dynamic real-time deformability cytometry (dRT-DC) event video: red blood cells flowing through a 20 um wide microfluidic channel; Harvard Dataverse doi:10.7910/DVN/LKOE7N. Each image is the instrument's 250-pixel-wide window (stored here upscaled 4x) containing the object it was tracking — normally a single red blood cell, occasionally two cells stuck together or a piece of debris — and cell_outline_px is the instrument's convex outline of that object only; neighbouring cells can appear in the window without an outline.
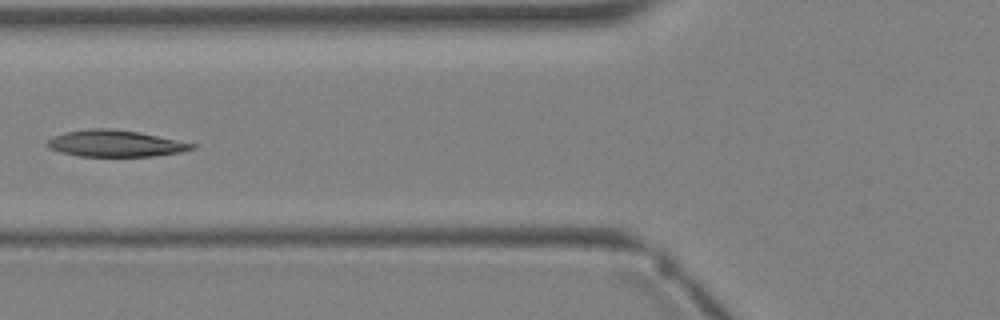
{"species": "Egyptian fruit bat (a non-hibernating species)", "species_latin": "Rousettus aegyptiacus", "temperature_condition": "warm", "stored_images_in_passage": 4, "camera_frame_rate_fps": 3000, "um_per_image_px": 0.085, "animal": {"sex": "female"}, "frame": {"image": 1, "passage_image": 4, "time_ms": 4.333, "image_size_px": [1000, 320], "cell_outline_px": [[196, 148], [180, 152], [152, 156], [80, 156], [60, 152], [48, 148], [48, 140], [64, 132], [88, 128], [112, 128], [140, 132], [196, 144]], "centroid_in_image_um": [9.81, 12.19], "position_along_channel_um": 116.0, "area_um2": 22.31}}